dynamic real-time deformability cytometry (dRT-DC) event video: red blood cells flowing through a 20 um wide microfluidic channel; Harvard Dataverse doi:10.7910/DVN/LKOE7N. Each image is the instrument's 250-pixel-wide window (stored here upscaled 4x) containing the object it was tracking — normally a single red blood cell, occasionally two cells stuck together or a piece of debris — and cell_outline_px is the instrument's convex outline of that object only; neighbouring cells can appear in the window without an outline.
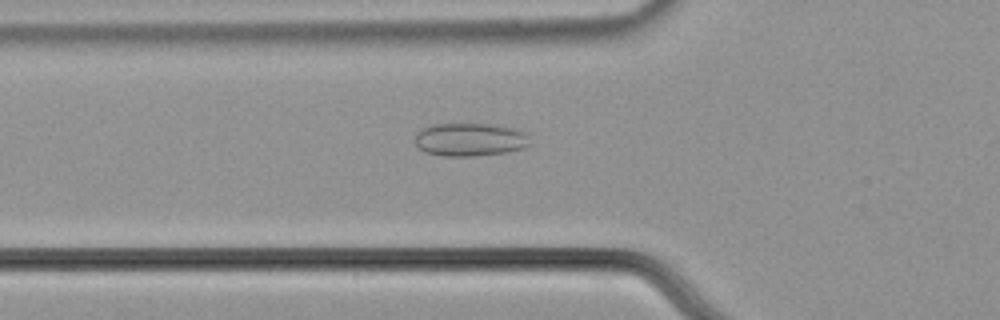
{"species": "common noctule bat (a hibernating species)", "species_latin": "Nyctalus noctula", "temperature_condition": "cold", "stored_images_in_passage": 47, "camera_frame_rate_fps": 3000, "um_per_image_px": 0.085, "animal": {"sex": "male", "body_mass_g": 21.5, "forearm_length_mm": 52.0}, "frame": {"image": 1, "passage_image": 11, "time_ms": 3.333, "image_size_px": [1000, 320], "cell_outline_px": [[532, 144], [524, 148], [508, 152], [476, 156], [444, 156], [424, 152], [416, 144], [416, 132], [420, 128], [432, 124], [496, 124], [528, 132]], "centroid_in_image_um": [40.0, 11.86], "position_along_channel_um": 85.8, "area_um2": 22.66}}
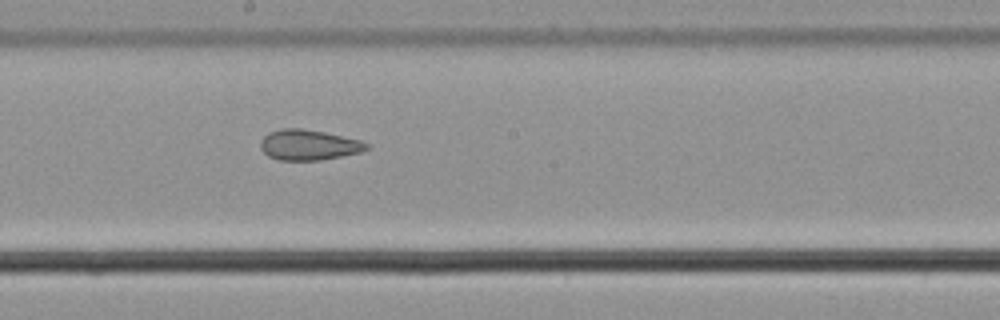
{"frame": {"image": 2, "passage_image": 22, "time_ms": 7.0, "image_size_px": [1000, 320], "cell_outline_px": [[368, 148], [360, 152], [320, 160], [280, 160], [268, 156], [260, 148], [260, 140], [268, 132], [280, 128], [300, 128], [324, 132], [360, 140], [368, 144]], "centroid_in_image_um": [26.19, 12.31], "position_along_channel_um": 222.0, "area_um2": 18.73}}
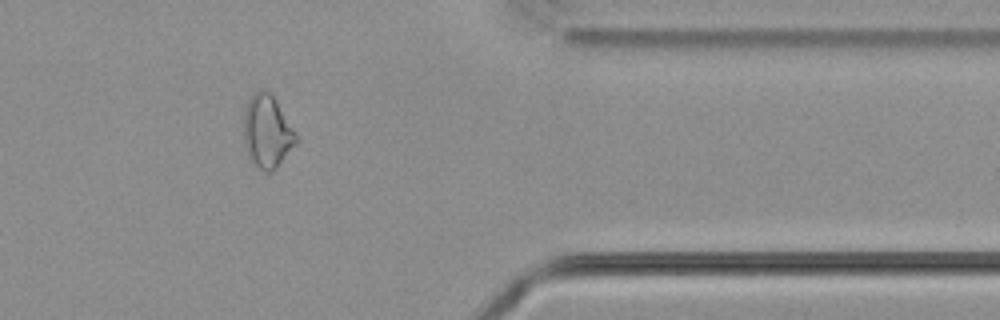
{"frame": {"image": 3, "passage_image": 37, "time_ms": 12.0, "image_size_px": [1000, 320], "cell_outline_px": [[300, 140], [276, 168], [268, 172], [264, 172], [248, 156], [244, 144], [244, 112], [248, 100], [260, 88], [264, 88], [272, 92]], "centroid_in_image_um": [22.73, 11.15], "position_along_channel_um": 388.7, "area_um2": 22.37}, "authors_computed_cell_mechanics": {"area_um2": 21.097, "velocity_mm_per_s": 3.7026, "shape_relaxation_time_tau1_ms": null, "shape_relaxation_time_tau2_ms": 3.3214, "deformation_change_tau1": null, "deformation_change_tau2": 0.1033}}